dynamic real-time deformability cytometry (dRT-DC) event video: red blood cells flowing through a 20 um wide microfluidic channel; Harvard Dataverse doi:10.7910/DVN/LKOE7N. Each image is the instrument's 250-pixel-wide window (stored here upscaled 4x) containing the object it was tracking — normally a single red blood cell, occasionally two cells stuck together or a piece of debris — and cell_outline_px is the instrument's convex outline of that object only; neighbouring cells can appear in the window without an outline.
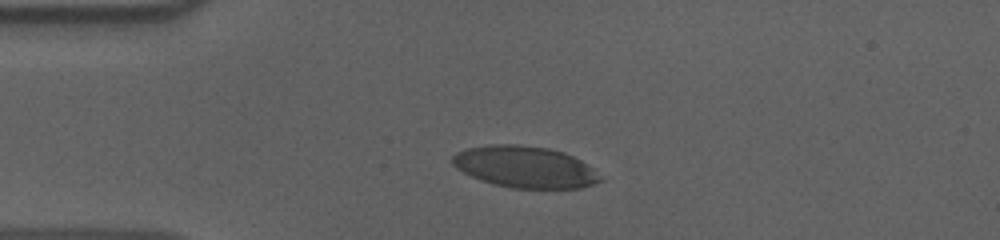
{"species": "human", "species_latin": "Homo sapiens", "temperature_condition": "cold", "stored_images_in_passage": 36, "camera_frame_rate_fps": 3000, "um_per_image_px": 0.085, "donor": {"sex": "male"}, "frame": {"image": 1, "passage_image": 1, "time_ms": 0.0, "image_size_px": [1000, 240], "cell_outline_px": [[604, 180], [580, 188], [512, 188], [480, 180], [456, 168], [452, 164], [452, 156], [456, 152], [468, 148], [492, 144], [516, 144], [548, 148], [564, 152], [580, 160], [592, 168]], "centroid_in_image_um": [44.61, 14.18], "position_along_channel_um": 40.4, "area_um2": 35.6}}
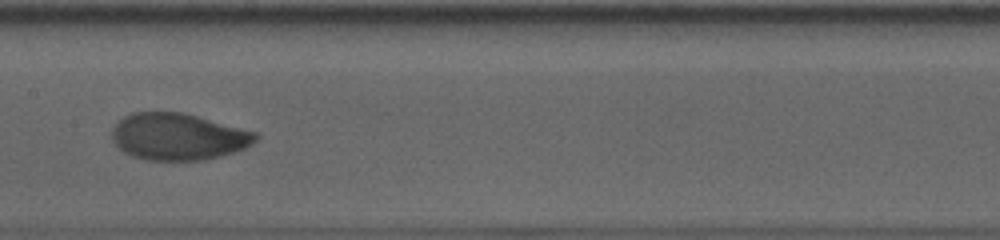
{"frame": {"image": 2, "passage_image": 16, "time_ms": 5.0, "image_size_px": [1000, 240], "cell_outline_px": [[260, 136], [252, 144], [244, 148], [220, 156], [200, 160], [144, 160], [132, 156], [124, 152], [112, 140], [112, 128], [124, 116], [132, 112], [184, 112], [256, 132]], "centroid_in_image_um": [15.13, 11.61], "position_along_channel_um": 192.3, "area_um2": 39.13}}
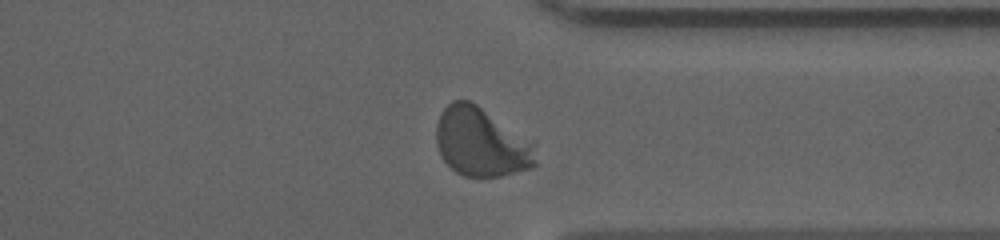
{"frame": {"image": 3, "passage_image": 31, "time_ms": 10.0, "image_size_px": [1000, 240], "cell_outline_px": [[536, 164], [532, 168], [500, 176], [464, 176], [456, 172], [440, 156], [436, 144], [436, 124], [440, 112], [452, 100], [472, 100], [536, 140]], "centroid_in_image_um": [40.96, 12.05], "position_along_channel_um": 370.4, "area_um2": 41.15}, "authors_computed_cell_mechanics": {"area_um2": 39.1306, "velocity_mm_per_s": 3.6044, "shape_relaxation_time_tau1_ms": 4.0403, "shape_relaxation_time_tau2_ms": null, "deformation_change_tau1": 0.1777, "deformation_change_tau2": null}}